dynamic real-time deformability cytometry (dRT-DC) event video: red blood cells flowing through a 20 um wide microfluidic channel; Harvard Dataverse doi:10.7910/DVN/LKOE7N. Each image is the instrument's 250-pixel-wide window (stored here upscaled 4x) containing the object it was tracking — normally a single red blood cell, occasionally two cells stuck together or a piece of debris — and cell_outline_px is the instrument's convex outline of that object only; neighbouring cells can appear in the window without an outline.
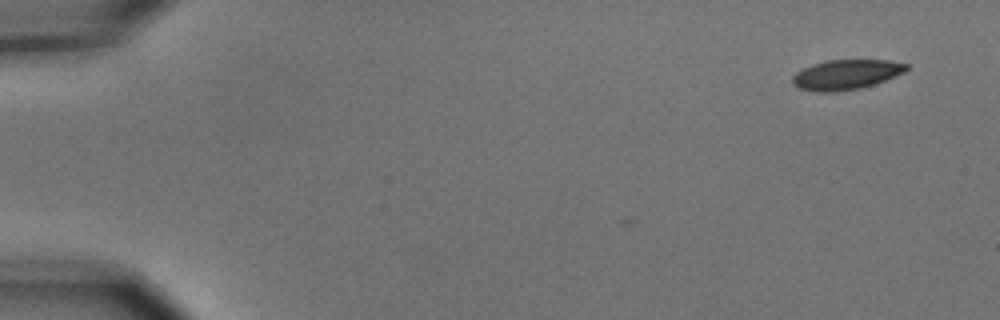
{"species": "common noctule bat (a hibernating species)", "species_latin": "Nyctalus noctula", "temperature_condition": "cold", "stored_images_in_passage": 3, "camera_frame_rate_fps": 3000, "um_per_image_px": 0.085, "animal": {"sex": "male", "body_mass_g": 15.6}, "frame": {"image": 1, "passage_image": 1, "time_ms": 0.0, "image_size_px": [1000, 320], "cell_outline_px": [[908, 68], [904, 72], [884, 80], [860, 88], [832, 92], [816, 92], [800, 88], [792, 84], [792, 76], [796, 72], [812, 64], [828, 60], [888, 60], [908, 64]], "centroid_in_image_um": [71.88, 6.33], "position_along_channel_um": 13.1, "area_um2": 19.65}}